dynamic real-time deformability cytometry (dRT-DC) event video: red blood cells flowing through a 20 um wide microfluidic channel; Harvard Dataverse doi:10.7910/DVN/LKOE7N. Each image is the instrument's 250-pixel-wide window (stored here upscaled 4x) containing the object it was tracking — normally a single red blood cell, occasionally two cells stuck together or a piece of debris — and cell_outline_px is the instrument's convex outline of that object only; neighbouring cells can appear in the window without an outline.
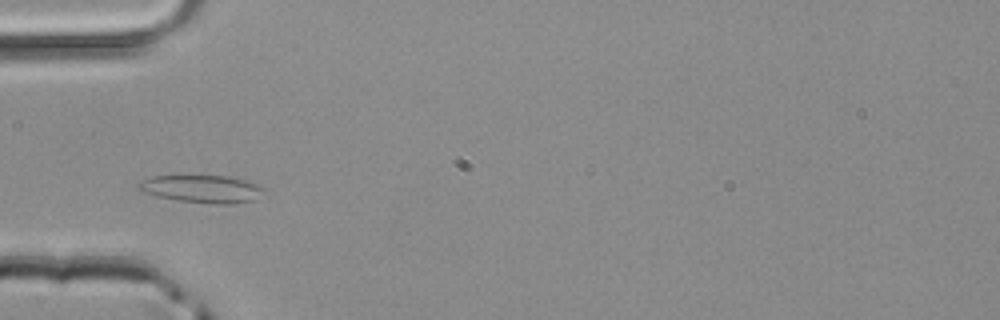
{"species": "common noctule bat (a hibernating species)", "species_latin": "Nyctalus noctula", "temperature_condition": "room temperature", "stored_images_in_passage": 41, "camera_frame_rate_fps": 3000, "um_per_image_px": 0.085, "animal": {"sex": "male", "body_mass_g": 20.4}, "frame": {"image": 1, "passage_image": 9, "time_ms": 2.667, "image_size_px": [1000, 320], "cell_outline_px": [[268, 188], [264, 192], [252, 200], [232, 204], [212, 204], [180, 200], [156, 196], [144, 192], [136, 188], [136, 184], [152, 176], [228, 176], [244, 180]], "centroid_in_image_um": [17.18, 16.06], "position_along_channel_um": 67.8, "area_um2": 20.06}}
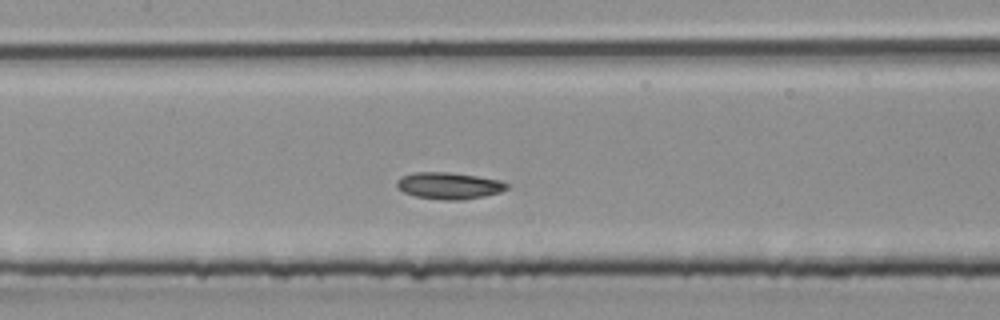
{"frame": {"image": 2, "passage_image": 16, "time_ms": 5.0, "image_size_px": [1000, 320], "cell_outline_px": [[508, 188], [500, 192], [484, 196], [452, 200], [444, 200], [416, 196], [404, 192], [396, 188], [396, 180], [400, 176], [412, 172], [448, 172], [476, 176], [500, 180], [508, 184]], "centroid_in_image_um": [38.11, 15.77], "position_along_channel_um": 169.3, "area_um2": 17.05}}
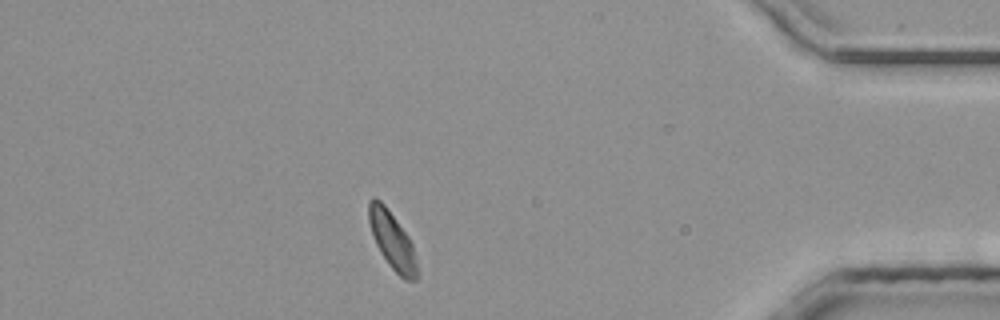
{"frame": {"image": 3, "passage_image": 35, "time_ms": 11.333, "image_size_px": [1000, 320], "cell_outline_px": [[416, 280], [404, 280], [388, 264], [380, 252], [376, 244], [368, 220], [368, 200], [372, 196], [380, 200], [384, 204], [408, 236], [412, 244], [416, 260]], "centroid_in_image_um": [33.3, 20.41], "position_along_channel_um": 401.9, "area_um2": 15.84}}